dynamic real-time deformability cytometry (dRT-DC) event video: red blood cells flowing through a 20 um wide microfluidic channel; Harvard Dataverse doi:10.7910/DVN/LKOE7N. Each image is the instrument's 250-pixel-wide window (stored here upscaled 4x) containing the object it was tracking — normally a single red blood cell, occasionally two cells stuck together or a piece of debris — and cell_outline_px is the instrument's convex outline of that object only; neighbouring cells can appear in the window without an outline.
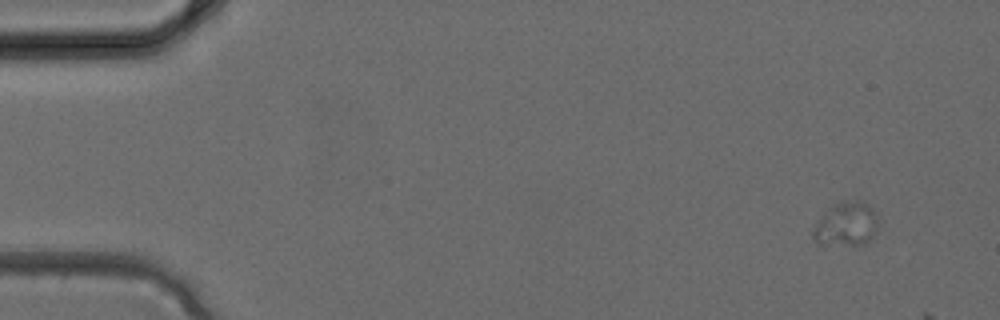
{"species": "common noctule bat (a hibernating species)", "species_latin": "Nyctalus noctula", "temperature_condition": "cold", "stored_images_in_passage": 2, "camera_frame_rate_fps": 3000, "um_per_image_px": 0.085, "animal": {"sex": "female", "body_mass_g": 24.6, "forearm_length_mm": 56.2}, "frame": {"image": 1, "passage_image": 1, "time_ms": 0.0, "image_size_px": [1000, 320], "cell_outline_px": [[876, 232], [864, 244], [820, 244], [812, 236], [812, 232], [816, 224], [828, 208], [836, 204], [856, 200], [860, 200], [868, 204], [876, 212]], "centroid_in_image_um": [71.94, 19.05], "position_along_channel_um": 13.1, "area_um2": 16.18}}